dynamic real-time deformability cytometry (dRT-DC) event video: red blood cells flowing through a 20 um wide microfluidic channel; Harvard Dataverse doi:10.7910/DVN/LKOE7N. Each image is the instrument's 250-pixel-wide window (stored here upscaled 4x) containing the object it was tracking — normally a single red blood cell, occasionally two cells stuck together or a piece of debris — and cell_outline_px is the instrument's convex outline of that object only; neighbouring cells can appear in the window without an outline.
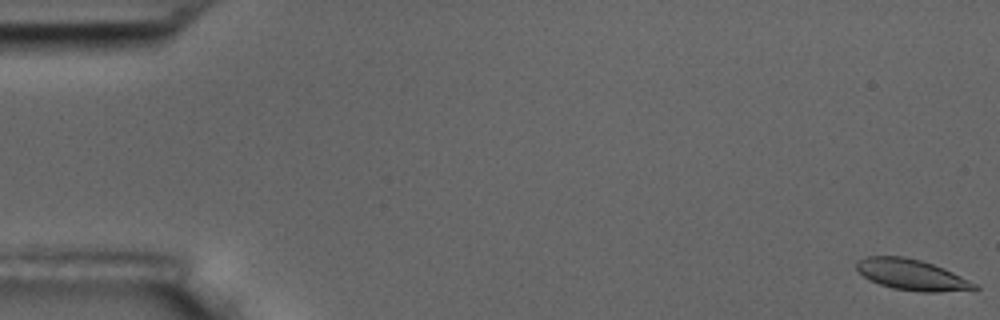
{"species": "common noctule bat (a hibernating species)", "species_latin": "Nyctalus noctula", "temperature_condition": "room temperature", "stored_images_in_passage": 4, "camera_frame_rate_fps": 3000, "um_per_image_px": 0.085, "animal": {"sex": "male", "body_mass_g": 17.5, "forearm_length_mm": 52.3}, "frame": {"image": 1, "passage_image": 1, "time_ms": 0.0, "image_size_px": [1000, 320], "cell_outline_px": [[980, 288], [940, 292], [920, 292], [892, 288], [880, 284], [864, 276], [856, 268], [856, 260], [868, 256], [904, 256], [920, 260], [944, 268], [980, 284]], "centroid_in_image_um": [77.53, 23.35], "position_along_channel_um": 7.5, "area_um2": 21.21}}